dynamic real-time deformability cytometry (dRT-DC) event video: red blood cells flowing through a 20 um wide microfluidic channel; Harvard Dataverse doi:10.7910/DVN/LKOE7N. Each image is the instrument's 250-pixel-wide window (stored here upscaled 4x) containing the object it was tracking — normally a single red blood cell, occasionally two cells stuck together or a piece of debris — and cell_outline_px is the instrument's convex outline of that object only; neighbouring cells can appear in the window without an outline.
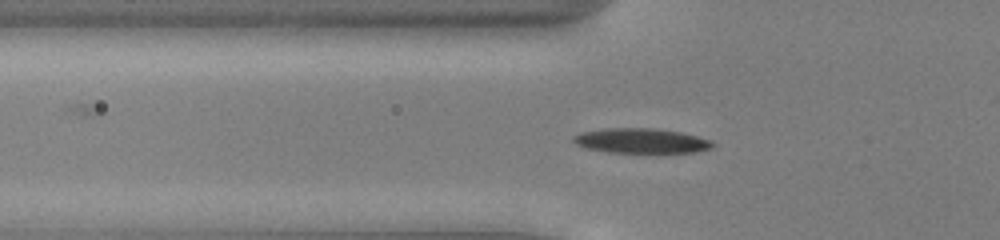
{"species": "common noctule bat (a hibernating species)", "species_latin": "Nyctalus noctula", "temperature_condition": "cold", "stored_images_in_passage": 42, "camera_frame_rate_fps": 3000, "um_per_image_px": 0.085, "animal": {"sex": "male", "body_mass_g": 13.0, "forearm_length_mm": 53.1}, "frame": {"image": 1, "passage_image": 8, "time_ms": 2.333, "image_size_px": [1000, 240], "cell_outline_px": [[716, 144], [712, 148], [696, 152], [608, 152], [584, 148], [576, 144], [572, 140], [572, 136], [580, 132], [604, 128], [652, 128], [680, 132], [712, 140]], "centroid_in_image_um": [54.47, 11.96], "position_along_channel_um": 71.3, "area_um2": 20.23}}
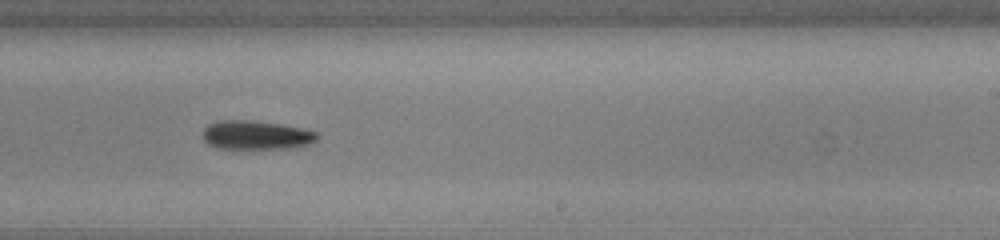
{"frame": {"image": 2, "passage_image": 23, "time_ms": 7.333, "image_size_px": [1000, 240], "cell_outline_px": [[320, 136], [312, 144], [296, 148], [216, 148], [208, 144], [204, 140], [204, 128], [208, 124], [216, 120], [248, 120], [280, 124], [300, 128], [316, 132]], "centroid_in_image_um": [21.79, 11.48], "position_along_channel_um": 267.2, "area_um2": 19.31}}
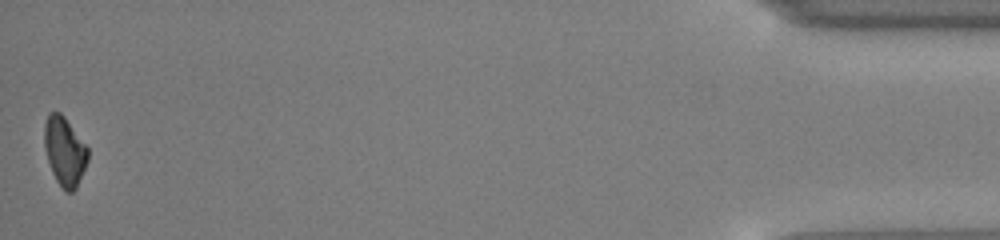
{"frame": {"image": 3, "passage_image": 42, "time_ms": 13.667, "image_size_px": [1000, 240], "cell_outline_px": [[88, 160], [76, 188], [72, 192], [68, 192], [56, 180], [52, 172], [44, 148], [44, 124], [48, 112], [60, 112], [64, 116], [88, 148]], "centroid_in_image_um": [5.48, 12.83], "position_along_channel_um": 429.7, "area_um2": 17.28}, "authors_computed_cell_mechanics": {"area_um2": 19.3919, "velocity_mm_per_s": 3.9457, "shape_relaxation_time_tau1_ms": 3.8162, "shape_relaxation_time_tau2_ms": null, "deformation_change_tau1": 0.1216, "deformation_change_tau2": null}}